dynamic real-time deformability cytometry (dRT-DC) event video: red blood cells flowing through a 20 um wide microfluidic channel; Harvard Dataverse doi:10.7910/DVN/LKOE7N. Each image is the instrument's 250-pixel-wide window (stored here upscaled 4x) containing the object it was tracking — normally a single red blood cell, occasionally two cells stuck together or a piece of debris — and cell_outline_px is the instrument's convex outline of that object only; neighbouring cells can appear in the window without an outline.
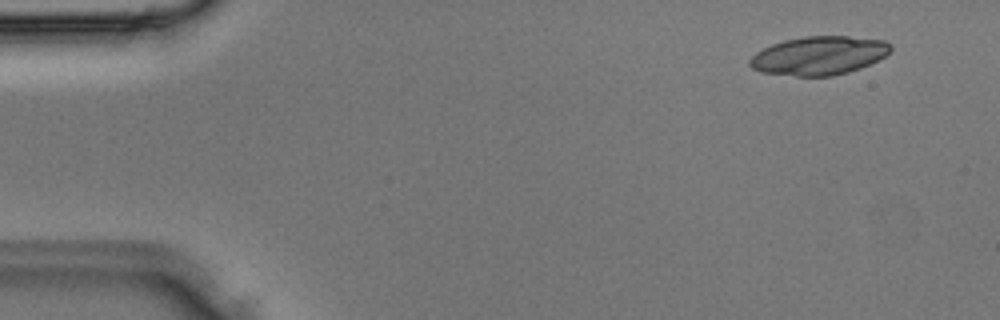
{"species": "Egyptian fruit bat (a non-hibernating species)", "species_latin": "Rousettus aegyptiacus", "temperature_condition": "room temperature", "stored_images_in_passage": 3, "camera_frame_rate_fps": 3000, "um_per_image_px": 0.085, "animal": {"sex": "male"}, "frame": {"image": 1, "passage_image": 1, "time_ms": 0.0, "image_size_px": [1000, 320], "cell_outline_px": [[892, 48], [884, 56], [860, 68], [848, 72], [832, 76], [796, 76], [760, 72], [752, 68], [748, 64], [748, 60], [756, 52], [772, 44], [784, 40], [804, 36], [848, 36], [884, 40], [892, 44]], "centroid_in_image_um": [69.58, 4.72], "position_along_channel_um": 15.4, "area_um2": 31.67}}